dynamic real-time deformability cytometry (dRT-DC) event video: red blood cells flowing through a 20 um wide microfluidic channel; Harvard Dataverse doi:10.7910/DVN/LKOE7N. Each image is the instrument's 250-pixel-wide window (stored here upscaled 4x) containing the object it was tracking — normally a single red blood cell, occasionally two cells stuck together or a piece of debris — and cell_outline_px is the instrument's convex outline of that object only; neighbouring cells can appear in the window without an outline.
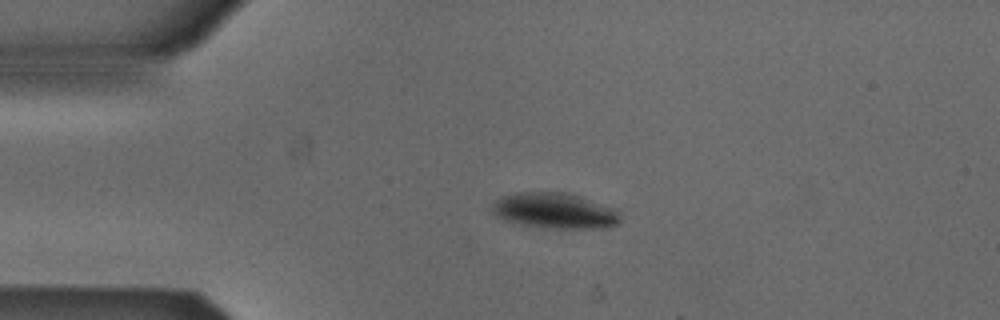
{"species": "Egyptian fruit bat (a non-hibernating species)", "species_latin": "Rousettus aegyptiacus", "temperature_condition": "cold", "stored_images_in_passage": 42, "camera_frame_rate_fps": 3000, "um_per_image_px": 0.085, "animal": {"sex": "male"}, "frame": {"image": 1, "passage_image": 1, "time_ms": 0.0, "image_size_px": [1000, 320], "cell_outline_px": [[620, 220], [616, 224], [608, 228], [544, 228], [520, 224], [504, 220], [496, 216], [492, 212], [492, 204], [500, 196], [516, 192], [568, 192], [612, 208], [620, 216]], "centroid_in_image_um": [47.09, 17.91], "position_along_channel_um": 37.9, "area_um2": 26.59}}
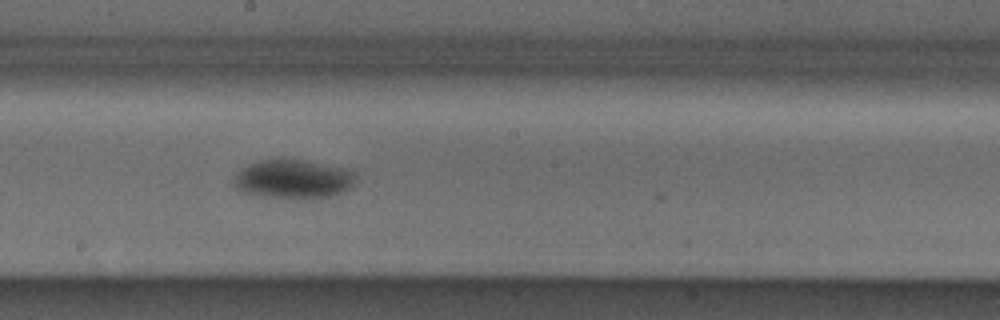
{"frame": {"image": 2, "passage_image": 18, "time_ms": 5.667, "image_size_px": [1000, 320], "cell_outline_px": [[356, 184], [344, 192], [332, 196], [304, 200], [260, 196], [244, 192], [236, 188], [232, 184], [232, 180], [248, 164], [260, 160], [300, 160], [352, 168], [356, 172]], "centroid_in_image_um": [25.02, 15.25], "position_along_channel_um": 223.2, "area_um2": 28.21}}
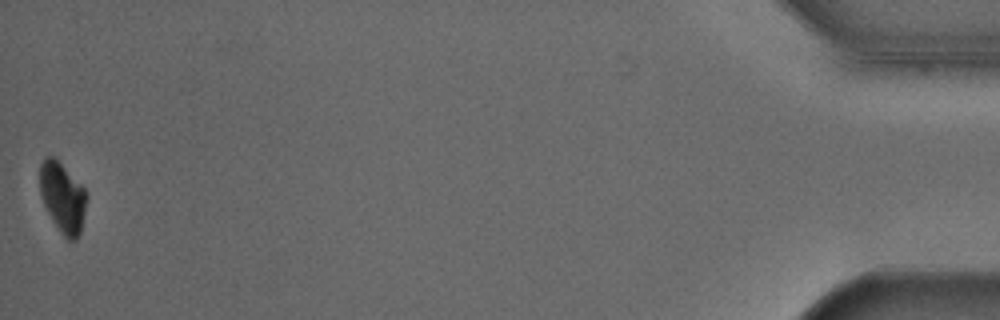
{"frame": {"image": 3, "passage_image": 42, "time_ms": 13.667, "image_size_px": [1000, 320], "cell_outline_px": [[88, 196], [80, 232], [76, 240], [68, 240], [60, 232], [52, 220], [44, 204], [40, 192], [40, 164], [44, 156], [52, 156], [88, 192]], "centroid_in_image_um": [5.32, 16.8], "position_along_channel_um": 429.9, "area_um2": 18.84}, "authors_computed_cell_mechanics": {"area_um2": 27.7151, "velocity_mm_per_s": 3.8398, "shape_relaxation_time_tau1_ms": 1.6522, "shape_relaxation_time_tau2_ms": null, "deformation_change_tau1": 0.081, "deformation_change_tau2": null}}